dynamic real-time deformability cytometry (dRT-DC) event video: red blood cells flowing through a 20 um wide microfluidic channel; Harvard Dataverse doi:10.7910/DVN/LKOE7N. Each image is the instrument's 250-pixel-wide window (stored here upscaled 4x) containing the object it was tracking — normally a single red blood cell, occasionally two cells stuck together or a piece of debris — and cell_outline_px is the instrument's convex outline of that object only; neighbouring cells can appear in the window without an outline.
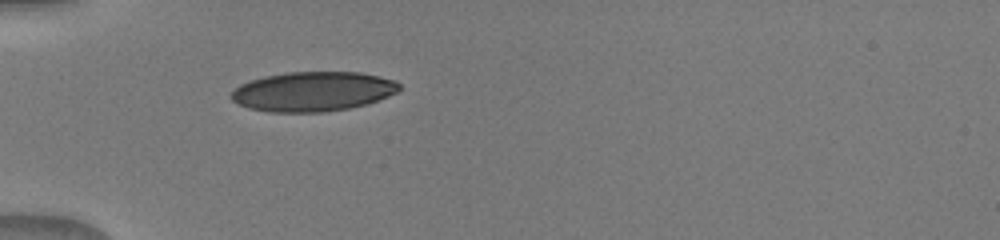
{"species": "human", "species_latin": "Homo sapiens", "temperature_condition": "warm", "stored_images_in_passage": 35, "camera_frame_rate_fps": 3000, "um_per_image_px": 0.085, "donor": {"sex": "male"}, "frame": {"image": 1, "passage_image": 1, "time_ms": 0.0, "image_size_px": [1000, 240], "cell_outline_px": [[400, 88], [396, 92], [388, 96], [368, 104], [348, 108], [324, 112], [268, 112], [248, 108], [236, 104], [228, 96], [240, 84], [264, 76], [284, 72], [360, 72], [380, 76], [396, 80], [400, 84]], "centroid_in_image_um": [26.58, 7.78], "position_along_channel_um": 58.4, "area_um2": 39.07}}
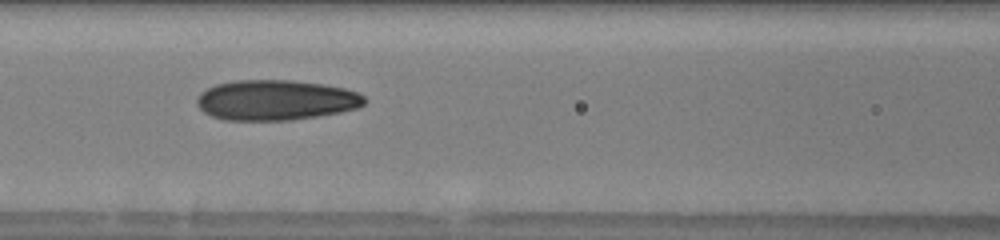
{"frame": {"image": 2, "passage_image": 8, "time_ms": 2.333, "image_size_px": [1000, 240], "cell_outline_px": [[368, 100], [360, 108], [340, 112], [292, 120], [224, 120], [212, 116], [204, 112], [196, 104], [196, 96], [200, 92], [216, 84], [236, 80], [292, 80], [324, 84], [344, 88], [360, 92]], "centroid_in_image_um": [23.46, 8.5], "position_along_channel_um": 143.1, "area_um2": 39.71}}
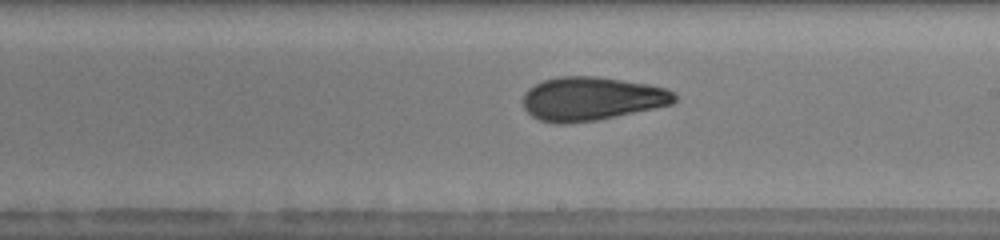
{"frame": {"image": 3, "passage_image": 15, "time_ms": 4.667, "image_size_px": [1000, 240], "cell_outline_px": [[676, 100], [672, 104], [596, 120], [568, 124], [552, 124], [540, 120], [532, 116], [524, 108], [524, 92], [528, 88], [544, 80], [560, 76], [596, 76], [648, 84], [668, 88], [676, 92]], "centroid_in_image_um": [50.28, 8.39], "position_along_channel_um": 238.7, "area_um2": 38.55}}